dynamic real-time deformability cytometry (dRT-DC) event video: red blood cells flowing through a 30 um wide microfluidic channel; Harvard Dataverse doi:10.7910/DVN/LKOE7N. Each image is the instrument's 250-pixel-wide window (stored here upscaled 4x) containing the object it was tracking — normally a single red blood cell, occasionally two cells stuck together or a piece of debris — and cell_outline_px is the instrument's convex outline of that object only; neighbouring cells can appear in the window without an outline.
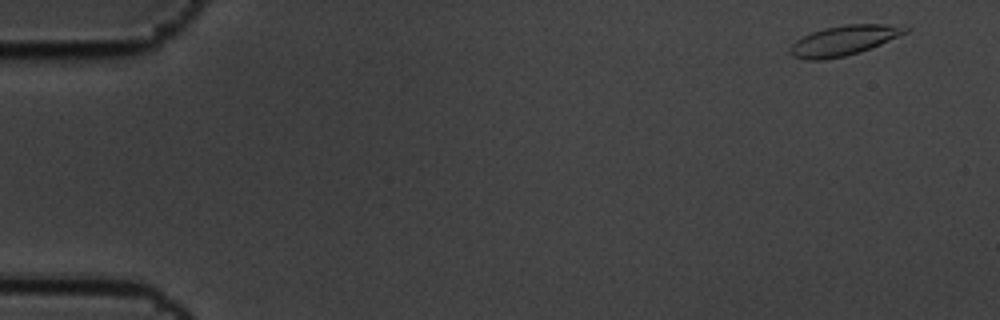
{"species": "common noctule bat (a hibernating species)", "species_latin": "Nyctalus noctula", "temperature_condition": "cold", "stored_images_in_passage": 11, "camera_frame_rate_fps": 3000, "um_per_image_px": 0.085, "animal": {"sex": "male", "body_mass_g": 19.5, "forearm_length_mm": 54.6}, "frame": {"image": 1, "passage_image": 1, "time_ms": 0.0, "image_size_px": [1000, 320], "cell_outline_px": [[912, 28], [908, 32], [880, 44], [860, 52], [844, 56], [824, 60], [804, 60], [792, 56], [788, 52], [788, 48], [796, 40], [812, 32], [824, 28], [844, 24], [884, 24]], "centroid_in_image_um": [71.68, 3.45], "position_along_channel_um": 13.3, "area_um2": 20.11}}
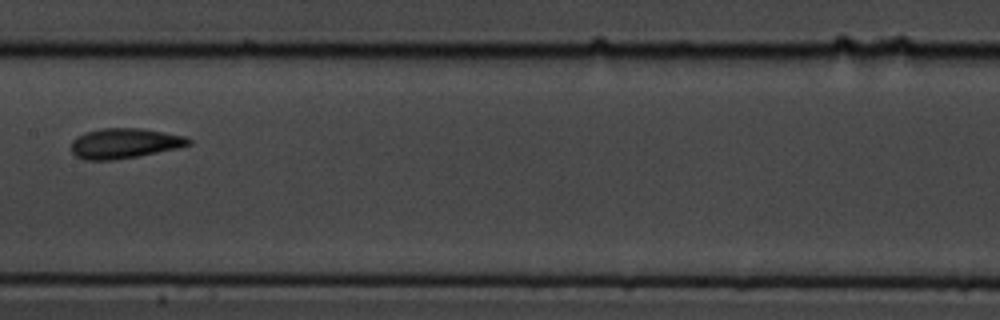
{"frame": {"image": 2, "passage_image": 8, "time_ms": 2.333, "image_size_px": [1000, 320], "cell_outline_px": [[192, 144], [180, 148], [136, 156], [112, 160], [84, 160], [76, 156], [72, 152], [72, 140], [76, 136], [84, 132], [100, 128], [140, 128], [184, 136], [192, 140]], "centroid_in_image_um": [10.57, 12.18], "position_along_channel_um": 196.8, "area_um2": 20.63}}
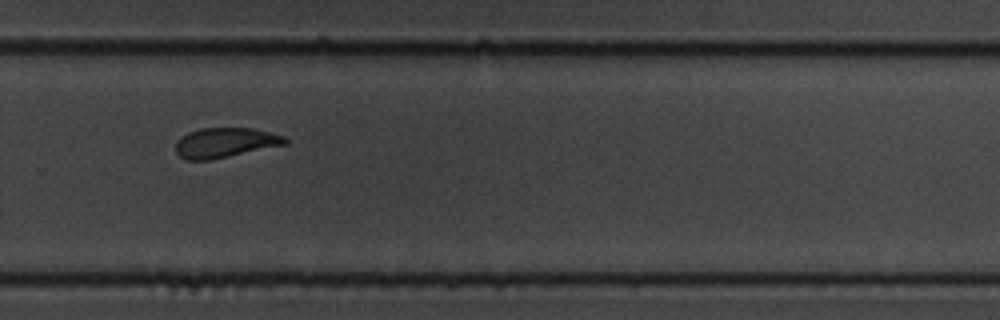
{"frame": {"image": 3, "passage_image": 11, "time_ms": 3.333, "image_size_px": [1000, 320], "cell_outline_px": [[288, 144], [208, 160], [184, 160], [176, 152], [176, 140], [180, 136], [188, 132], [200, 128], [252, 128], [284, 136], [288, 140]], "centroid_in_image_um": [19.1, 12.12], "position_along_channel_um": 310.7, "area_um2": 19.02}}